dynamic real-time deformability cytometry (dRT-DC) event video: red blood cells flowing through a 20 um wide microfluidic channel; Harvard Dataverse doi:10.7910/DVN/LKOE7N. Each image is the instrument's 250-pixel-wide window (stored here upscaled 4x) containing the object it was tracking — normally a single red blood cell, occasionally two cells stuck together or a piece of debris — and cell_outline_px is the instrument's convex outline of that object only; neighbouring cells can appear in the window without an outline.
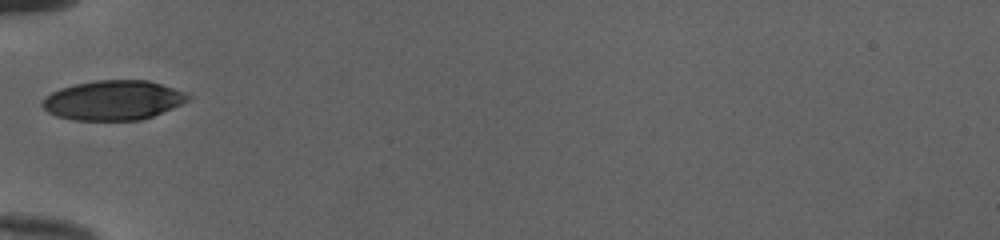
{"species": "human", "species_latin": "Homo sapiens", "temperature_condition": "cold", "stored_images_in_passage": 33, "camera_frame_rate_fps": 3000, "um_per_image_px": 0.085, "donor": {"sex": "female"}, "frame": {"image": 1, "passage_image": 1, "time_ms": 0.0, "image_size_px": [1000, 240], "cell_outline_px": [[192, 96], [188, 100], [180, 104], [152, 116], [140, 120], [72, 120], [56, 116], [48, 112], [40, 104], [44, 96], [60, 88], [76, 84], [96, 80], [148, 80], [184, 92]], "centroid_in_image_um": [9.57, 8.52], "position_along_channel_um": 75.4, "area_um2": 33.47}}
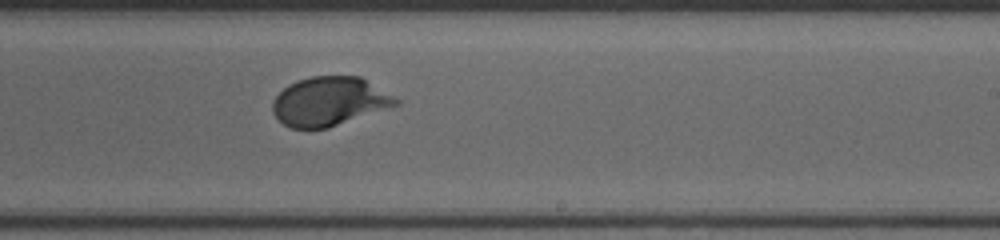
{"frame": {"image": 2, "passage_image": 15, "time_ms": 4.667, "image_size_px": [1000, 240], "cell_outline_px": [[400, 104], [328, 128], [292, 128], [284, 124], [272, 112], [272, 100], [288, 84], [296, 80], [312, 76], [360, 76], [400, 100]], "centroid_in_image_um": [27.98, 8.61], "position_along_channel_um": 261.0, "area_um2": 34.97}}
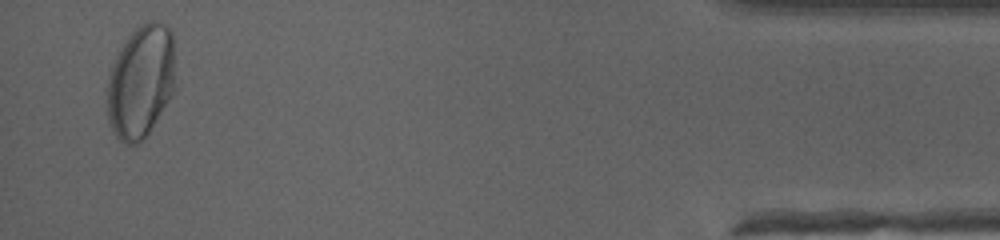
{"frame": {"image": 3, "passage_image": 32, "time_ms": 10.333, "image_size_px": [1000, 240], "cell_outline_px": [[172, 96], [148, 132], [136, 144], [128, 144], [120, 140], [116, 136], [108, 120], [104, 100], [108, 76], [112, 64], [116, 56], [128, 36], [140, 24], [148, 20], [156, 20], [164, 24], [172, 32]], "centroid_in_image_um": [11.9, 6.93], "position_along_channel_um": 423.3, "area_um2": 44.62}, "authors_computed_cell_mechanics": {"area_um2": 35.6048, "velocity_mm_per_s": 3.9914, "shape_relaxation_time_tau1_ms": 2.0671, "shape_relaxation_time_tau2_ms": null, "deformation_change_tau1": 0.1016, "deformation_change_tau2": null}}